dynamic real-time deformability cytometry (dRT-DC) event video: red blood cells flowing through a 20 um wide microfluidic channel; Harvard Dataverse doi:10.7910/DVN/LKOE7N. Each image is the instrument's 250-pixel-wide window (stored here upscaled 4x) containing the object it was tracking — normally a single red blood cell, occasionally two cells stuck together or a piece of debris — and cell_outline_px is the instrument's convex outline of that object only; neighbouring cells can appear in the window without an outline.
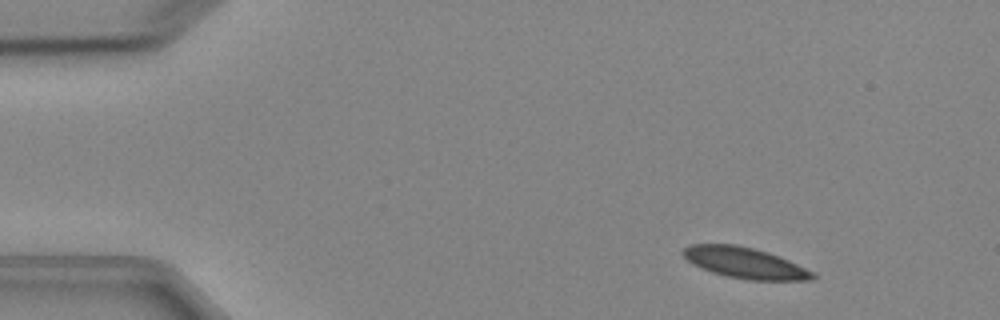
{"species": "Egyptian fruit bat (a non-hibernating species)", "species_latin": "Rousettus aegyptiacus", "temperature_condition": "cold", "stored_images_in_passage": 5, "camera_frame_rate_fps": 3000, "um_per_image_px": 0.085, "animal": {"sex": "female"}, "frame": {"image": 1, "passage_image": 1, "time_ms": 0.0, "image_size_px": [1000, 320], "cell_outline_px": [[816, 276], [812, 280], [748, 280], [728, 276], [712, 272], [692, 264], [680, 252], [684, 248], [692, 244], [736, 244], [768, 252], [788, 260], [812, 272]], "centroid_in_image_um": [63.27, 22.34], "position_along_channel_um": 21.7, "area_um2": 23.06}}